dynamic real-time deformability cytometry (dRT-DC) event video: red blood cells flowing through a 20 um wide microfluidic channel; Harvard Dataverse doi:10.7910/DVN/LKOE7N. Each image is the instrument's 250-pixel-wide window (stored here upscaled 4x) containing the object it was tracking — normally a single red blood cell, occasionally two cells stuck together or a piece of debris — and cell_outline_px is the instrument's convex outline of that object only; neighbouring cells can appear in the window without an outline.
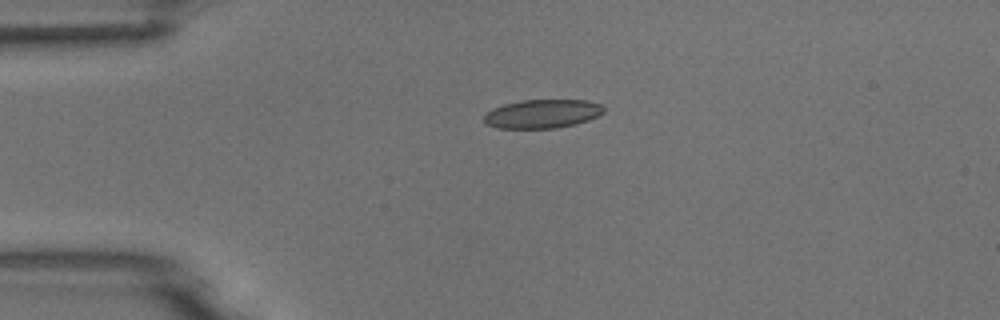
{"species": "common noctule bat (a hibernating species)", "species_latin": "Nyctalus noctula", "temperature_condition": "room temperature", "stored_images_in_passage": 5, "camera_frame_rate_fps": 3000, "um_per_image_px": 0.085, "animal": {"sex": "male", "body_mass_g": 18.8}, "frame": {"image": 1, "passage_image": 3, "time_ms": 3.333, "image_size_px": [1000, 320], "cell_outline_px": [[604, 112], [588, 120], [576, 124], [556, 128], [496, 128], [484, 124], [484, 116], [492, 108], [504, 104], [520, 100], [588, 100], [600, 104], [604, 108]], "centroid_in_image_um": [46.08, 9.67], "position_along_channel_um": 38.9, "area_um2": 20.11}}